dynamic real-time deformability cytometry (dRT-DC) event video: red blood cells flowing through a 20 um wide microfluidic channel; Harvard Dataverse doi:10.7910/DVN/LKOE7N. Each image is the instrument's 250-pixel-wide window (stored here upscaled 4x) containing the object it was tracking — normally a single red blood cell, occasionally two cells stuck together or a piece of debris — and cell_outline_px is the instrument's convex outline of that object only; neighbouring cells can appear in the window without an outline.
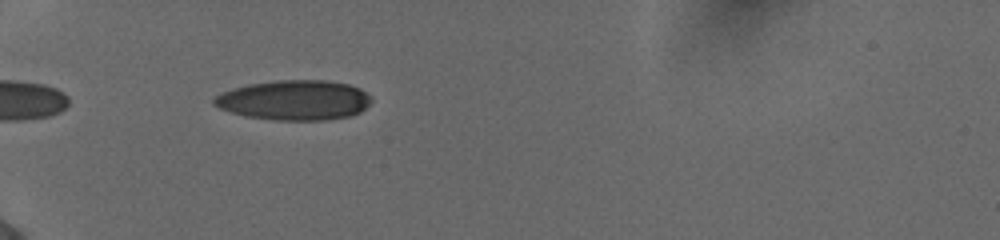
{"species": "human", "species_latin": "Homo sapiens", "temperature_condition": "cold", "stored_images_in_passage": 35, "camera_frame_rate_fps": 3000, "um_per_image_px": 0.085, "donor": {"sex": "female"}, "frame": {"image": 1, "passage_image": 2, "time_ms": 0.333, "image_size_px": [1000, 240], "cell_outline_px": [[372, 100], [360, 112], [348, 116], [328, 120], [276, 120], [244, 116], [220, 108], [212, 104], [212, 100], [220, 92], [248, 84], [276, 80], [324, 80], [348, 84], [360, 88], [372, 96]], "centroid_in_image_um": [25.01, 8.51], "position_along_channel_um": 60.0, "area_um2": 36.7}}
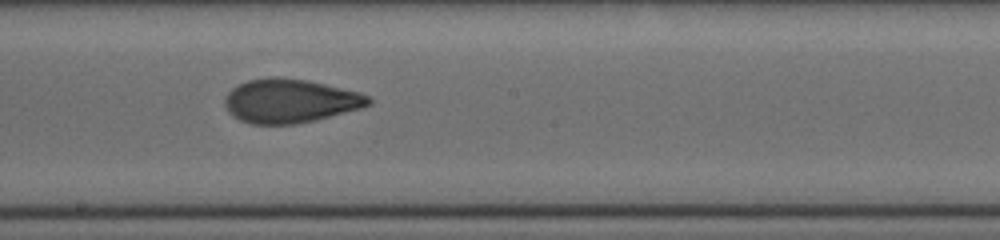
{"frame": {"image": 2, "passage_image": 16, "time_ms": 5.0, "image_size_px": [1000, 240], "cell_outline_px": [[372, 104], [364, 108], [316, 120], [296, 124], [252, 124], [240, 120], [232, 116], [228, 112], [224, 104], [224, 96], [232, 88], [248, 80], [268, 76], [276, 76], [308, 80], [360, 92], [368, 96], [372, 100]], "centroid_in_image_um": [24.67, 8.58], "position_along_channel_um": 223.5, "area_um2": 37.22}}
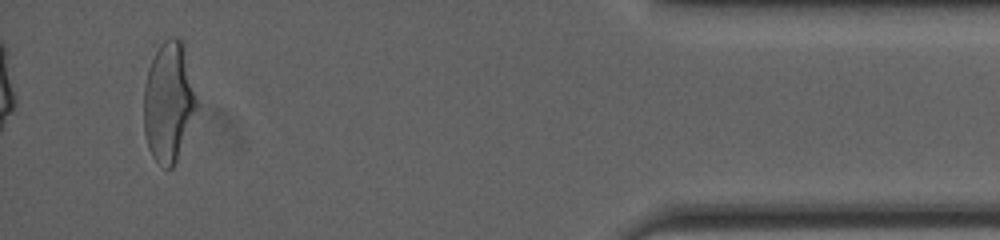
{"frame": {"image": 3, "passage_image": 35, "time_ms": 11.333, "image_size_px": [1000, 240], "cell_outline_px": [[196, 108], [176, 160], [172, 168], [164, 168], [152, 156], [148, 148], [144, 132], [144, 88], [148, 68], [160, 44], [164, 40], [172, 36], [176, 36], [184, 44], [196, 100]], "centroid_in_image_um": [14.3, 8.64], "position_along_channel_um": 420.9, "area_um2": 36.18}, "authors_computed_cell_mechanics": {"area_um2": 36.1828, "velocity_mm_per_s": 3.9112, "shape_relaxation_time_tau1_ms": 7.3987, "shape_relaxation_time_tau2_ms": 1.1428, "deformation_change_tau1": 0.2038, "deformation_change_tau2": 0.0787}}